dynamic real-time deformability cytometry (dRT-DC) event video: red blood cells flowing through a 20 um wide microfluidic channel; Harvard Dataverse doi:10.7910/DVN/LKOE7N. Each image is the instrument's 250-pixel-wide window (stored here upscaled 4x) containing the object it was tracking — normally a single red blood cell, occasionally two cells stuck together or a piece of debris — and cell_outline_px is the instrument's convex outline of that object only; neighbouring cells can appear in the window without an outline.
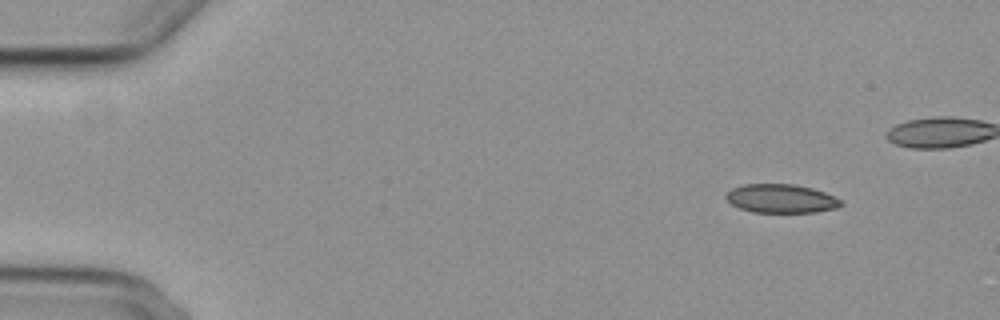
{"species": "common noctule bat (a hibernating species)", "species_latin": "Nyctalus noctula", "temperature_condition": "cold", "stored_images_in_passage": 44, "camera_frame_rate_fps": 3000, "um_per_image_px": 0.085, "animal": {"sex": "female", "body_mass_g": 29.2, "forearm_length_mm": 56.3}, "frame": {"image": 1, "passage_image": 1, "time_ms": 0.0, "image_size_px": [1000, 320], "cell_outline_px": [[844, 204], [836, 208], [816, 212], [752, 212], [740, 208], [732, 204], [724, 196], [732, 188], [744, 184], [792, 184], [812, 188], [824, 192], [840, 200]], "centroid_in_image_um": [66.38, 16.88], "position_along_channel_um": 18.6, "area_um2": 19.07}}
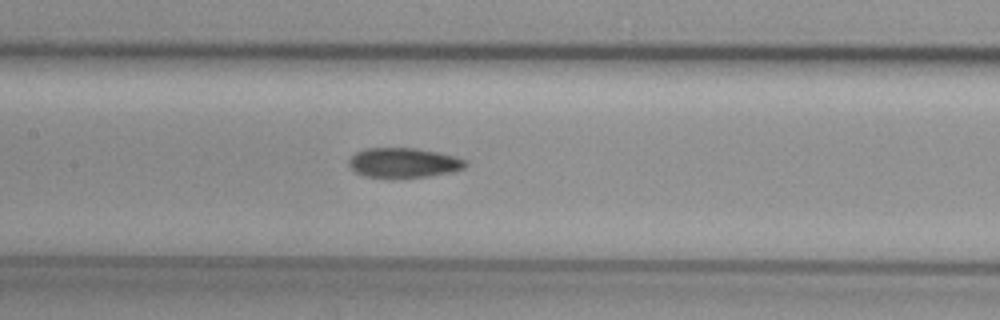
{"frame": {"image": 2, "passage_image": 22, "time_ms": 7.0, "image_size_px": [1000, 320], "cell_outline_px": [[468, 164], [464, 168], [452, 172], [428, 176], [364, 176], [356, 172], [348, 164], [348, 160], [356, 152], [368, 148], [416, 148], [436, 152], [452, 156], [464, 160]], "centroid_in_image_um": [34.3, 13.81], "position_along_channel_um": 173.1, "area_um2": 19.65}}
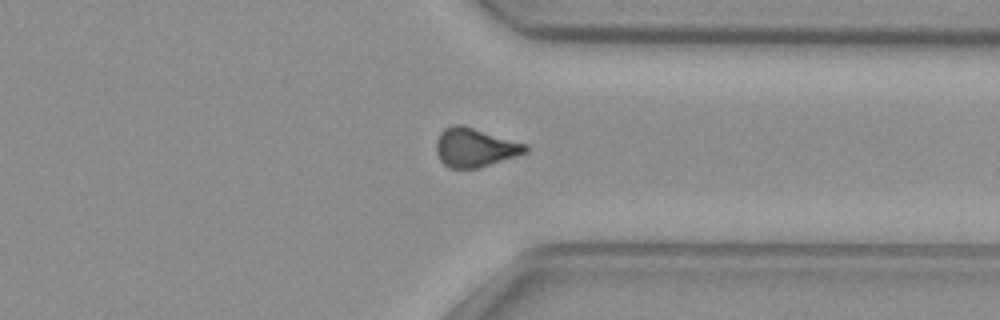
{"frame": {"image": 3, "passage_image": 38, "time_ms": 12.333, "image_size_px": [1000, 320], "cell_outline_px": [[528, 152], [480, 168], [448, 168], [440, 160], [436, 152], [436, 140], [440, 132], [444, 128], [452, 124], [460, 124], [528, 144]], "centroid_in_image_um": [40.36, 12.54], "position_along_channel_um": 371.0, "area_um2": 20.35}}